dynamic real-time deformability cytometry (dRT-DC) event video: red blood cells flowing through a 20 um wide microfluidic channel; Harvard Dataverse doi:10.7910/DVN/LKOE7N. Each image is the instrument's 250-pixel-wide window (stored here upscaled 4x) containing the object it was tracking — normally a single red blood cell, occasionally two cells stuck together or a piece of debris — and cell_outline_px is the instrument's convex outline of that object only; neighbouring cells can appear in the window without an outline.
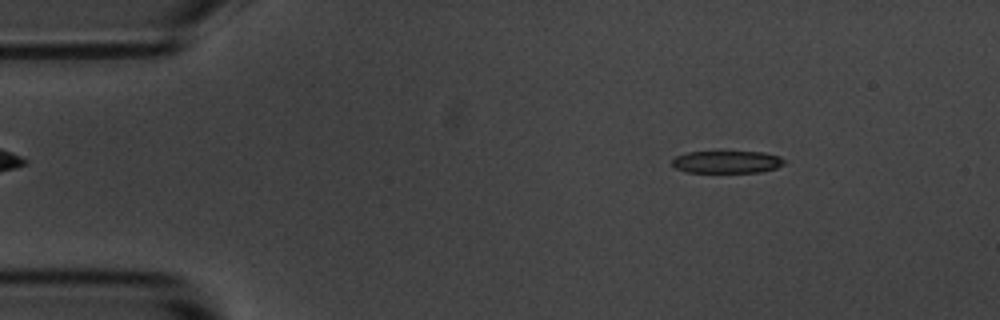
{"species": "common noctule bat (a hibernating species)", "species_latin": "Nyctalus noctula", "temperature_condition": "room temperature", "stored_images_in_passage": 49, "camera_frame_rate_fps": 3000, "um_per_image_px": 0.085, "animal": {"sex": "male", "body_mass_g": 20.1, "forearm_length_mm": 53.5}, "frame": {"image": 1, "passage_image": 2, "time_ms": 0.333, "image_size_px": [1000, 320], "cell_outline_px": [[788, 160], [784, 164], [776, 168], [760, 172], [688, 172], [676, 168], [672, 164], [672, 160], [676, 156], [688, 152], [764, 152], [780, 156]], "centroid_in_image_um": [61.84, 13.76], "position_along_channel_um": 23.2, "area_um2": 14.62}}
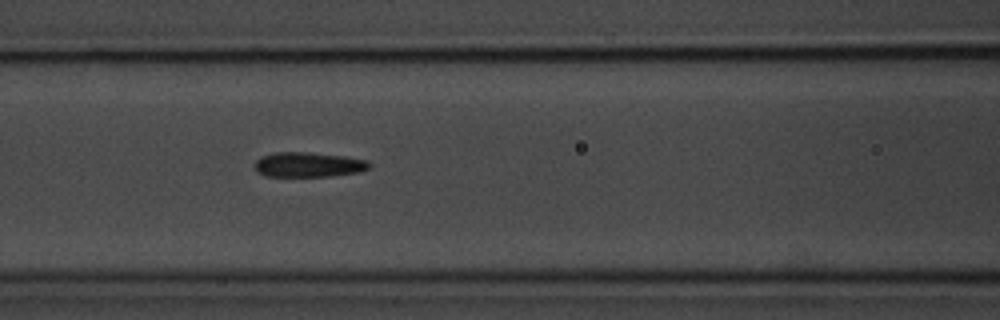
{"frame": {"image": 2, "passage_image": 17, "time_ms": 5.333, "image_size_px": [1000, 320], "cell_outline_px": [[372, 164], [368, 168], [360, 172], [328, 176], [264, 176], [256, 172], [256, 160], [260, 156], [276, 152], [308, 152], [344, 156], [364, 160]], "centroid_in_image_um": [26.18, 13.99], "position_along_channel_um": 140.4, "area_um2": 16.53}}
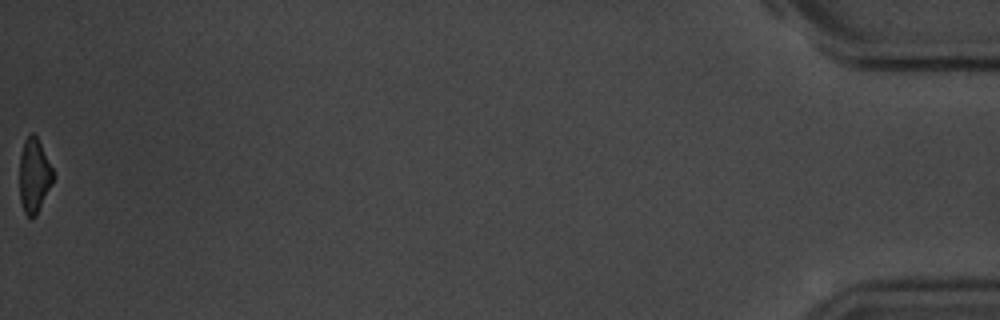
{"frame": {"image": 3, "passage_image": 49, "time_ms": 16.0, "image_size_px": [1000, 320], "cell_outline_px": [[56, 176], [36, 216], [32, 220], [24, 212], [20, 200], [20, 156], [24, 140], [28, 132], [32, 132], [36, 136]], "centroid_in_image_um": [2.9, 14.94], "position_along_channel_um": 432.3, "area_um2": 14.62}, "authors_computed_cell_mechanics": {"area_um2": 16.473, "velocity_mm_per_s": 3.6851, "shape_relaxation_time_tau1_ms": 5.9549, "shape_relaxation_time_tau2_ms": 3.4274, "deformation_change_tau1": 0.1493, "deformation_change_tau2": 0.1221}}